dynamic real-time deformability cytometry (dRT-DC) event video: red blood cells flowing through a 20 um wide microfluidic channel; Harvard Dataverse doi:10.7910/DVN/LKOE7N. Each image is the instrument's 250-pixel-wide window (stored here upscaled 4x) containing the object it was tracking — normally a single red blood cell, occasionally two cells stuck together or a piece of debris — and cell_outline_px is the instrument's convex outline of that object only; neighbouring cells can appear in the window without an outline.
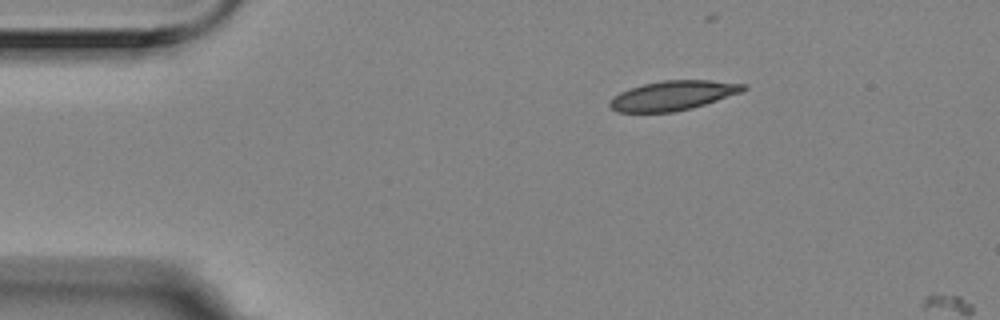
{"species": "Egyptian fruit bat (a non-hibernating species)", "species_latin": "Rousettus aegyptiacus", "temperature_condition": "room temperature", "stored_images_in_passage": 2, "camera_frame_rate_fps": 3000, "um_per_image_px": 0.085, "animal": {"sex": "female"}, "frame": {"image": 1, "passage_image": 1, "time_ms": 0.0, "image_size_px": [1000, 320], "cell_outline_px": [[748, 88], [740, 92], [692, 108], [672, 112], [616, 112], [608, 104], [608, 100], [612, 96], [620, 92], [644, 84], [660, 80], [708, 80], [748, 84]], "centroid_in_image_um": [57.17, 8.11], "position_along_channel_um": 27.8, "area_um2": 22.89}}